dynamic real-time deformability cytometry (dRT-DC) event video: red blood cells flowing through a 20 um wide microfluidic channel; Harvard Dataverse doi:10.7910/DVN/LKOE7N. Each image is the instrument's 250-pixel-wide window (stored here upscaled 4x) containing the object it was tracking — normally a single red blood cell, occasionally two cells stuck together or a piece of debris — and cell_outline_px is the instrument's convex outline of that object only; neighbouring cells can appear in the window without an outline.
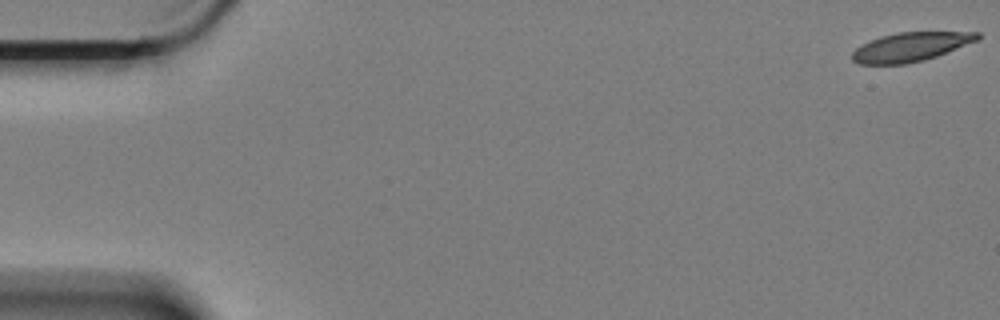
{"species": "Egyptian fruit bat (a non-hibernating species)", "species_latin": "Rousettus aegyptiacus", "temperature_condition": "cold", "stored_images_in_passage": 23, "camera_frame_rate_fps": 3000, "um_per_image_px": 0.085, "animal": {"sex": "female"}, "frame": {"image": 1, "passage_image": 1, "time_ms": 0.0, "image_size_px": [1000, 320], "cell_outline_px": [[980, 36], [976, 40], [936, 56], [924, 60], [904, 64], [860, 64], [852, 60], [852, 52], [860, 44], [880, 36], [896, 32], [980, 32]], "centroid_in_image_um": [77.33, 3.98], "position_along_channel_um": 7.7, "area_um2": 20.98}}
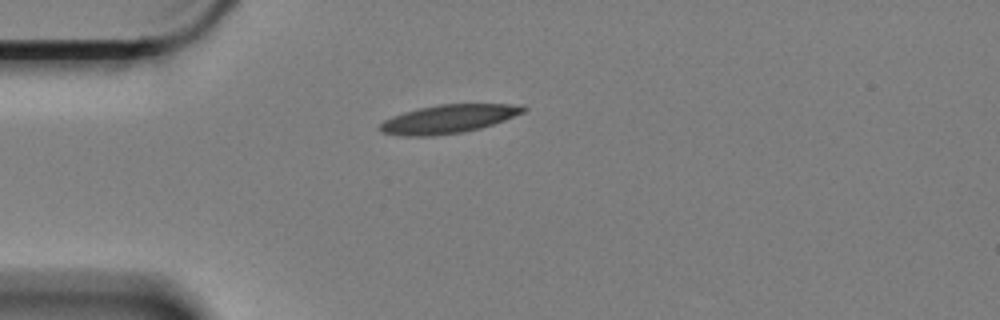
{"frame": {"image": 2, "passage_image": 16, "time_ms": 5.0, "image_size_px": [1000, 320], "cell_outline_px": [[528, 108], [524, 112], [504, 120], [480, 128], [460, 132], [432, 136], [404, 136], [380, 132], [376, 128], [384, 120], [392, 116], [404, 112], [420, 108], [440, 104], [524, 104]], "centroid_in_image_um": [38.1, 10.11], "position_along_channel_um": 46.9, "area_um2": 23.76}}
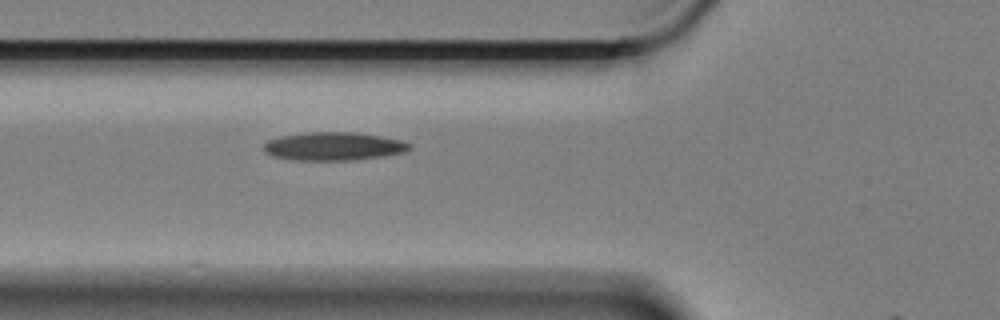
{"frame": {"image": 3, "passage_image": 22, "time_ms": 7.0, "image_size_px": [1000, 320], "cell_outline_px": [[412, 148], [404, 152], [384, 156], [352, 160], [292, 160], [272, 156], [264, 152], [264, 144], [268, 140], [280, 136], [304, 132], [356, 132], [380, 136], [400, 140], [412, 144]], "centroid_in_image_um": [28.34, 12.43], "position_along_channel_um": 97.5, "area_um2": 24.16}}